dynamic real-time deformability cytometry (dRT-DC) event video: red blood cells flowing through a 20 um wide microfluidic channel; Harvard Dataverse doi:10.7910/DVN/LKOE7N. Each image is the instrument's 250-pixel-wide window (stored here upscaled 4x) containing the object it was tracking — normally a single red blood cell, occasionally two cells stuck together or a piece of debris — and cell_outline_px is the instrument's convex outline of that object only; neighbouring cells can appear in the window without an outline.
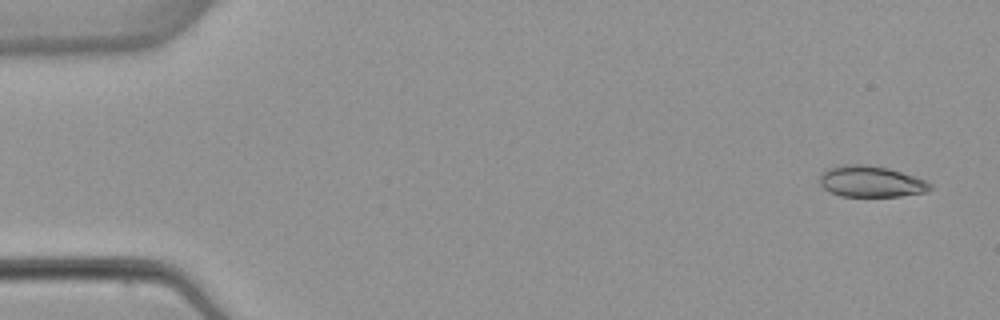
{"species": "common noctule bat (a hibernating species)", "species_latin": "Nyctalus noctula", "temperature_condition": "warm", "stored_images_in_passage": 5, "camera_frame_rate_fps": 3000, "um_per_image_px": 0.085, "animal": {"sex": "female", "body_mass_g": 22.7, "forearm_length_mm": 54.2}, "frame": {"image": 1, "passage_image": 1, "time_ms": 0.0, "image_size_px": [1000, 320], "cell_outline_px": [[932, 188], [928, 192], [900, 196], [840, 196], [824, 188], [820, 184], [820, 176], [828, 168], [844, 164], [868, 164], [888, 168], [924, 180], [932, 184]], "centroid_in_image_um": [74.04, 15.43], "position_along_channel_um": 11.0, "area_um2": 19.94}}
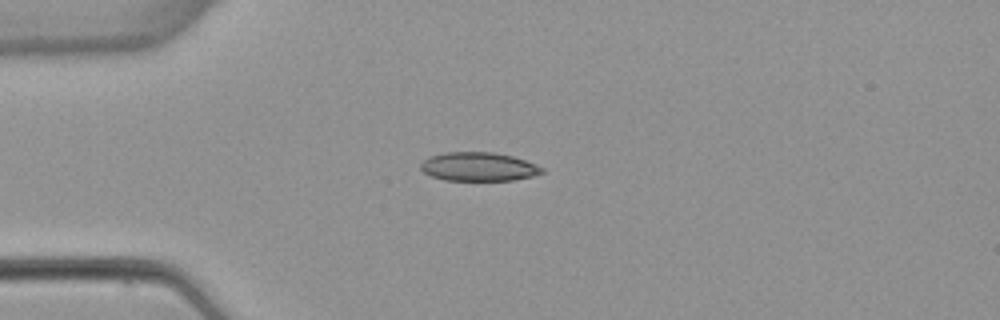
{"frame": {"image": 2, "passage_image": 4, "time_ms": 3.667, "image_size_px": [1000, 320], "cell_outline_px": [[544, 172], [532, 176], [512, 180], [444, 180], [432, 176], [424, 172], [420, 168], [420, 164], [428, 156], [444, 152], [492, 152], [512, 156], [536, 164], [544, 168]], "centroid_in_image_um": [40.66, 14.16], "position_along_channel_um": 44.3, "area_um2": 20.29}}